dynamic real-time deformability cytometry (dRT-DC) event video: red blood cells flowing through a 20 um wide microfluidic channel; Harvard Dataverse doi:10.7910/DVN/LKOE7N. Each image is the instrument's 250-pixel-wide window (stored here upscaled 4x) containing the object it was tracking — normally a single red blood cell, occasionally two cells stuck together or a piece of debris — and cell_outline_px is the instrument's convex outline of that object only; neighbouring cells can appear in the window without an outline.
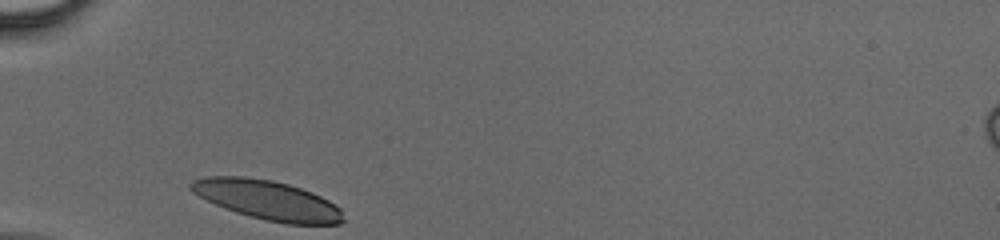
{"species": "human", "species_latin": "Homo sapiens", "temperature_condition": "cold", "stored_images_in_passage": 24, "camera_frame_rate_fps": 3000, "um_per_image_px": 0.085, "donor": {"sex": "male"}, "frame": {"image": 1, "passage_image": 1, "time_ms": 0.0, "image_size_px": [1000, 240], "cell_outline_px": [[344, 220], [340, 224], [288, 224], [264, 220], [236, 212], [224, 208], [192, 192], [188, 188], [188, 184], [192, 180], [204, 176], [244, 176], [272, 180], [288, 184], [312, 192], [336, 204], [340, 208]], "centroid_in_image_um": [22.72, 16.99], "position_along_channel_um": 62.3, "area_um2": 35.03}}
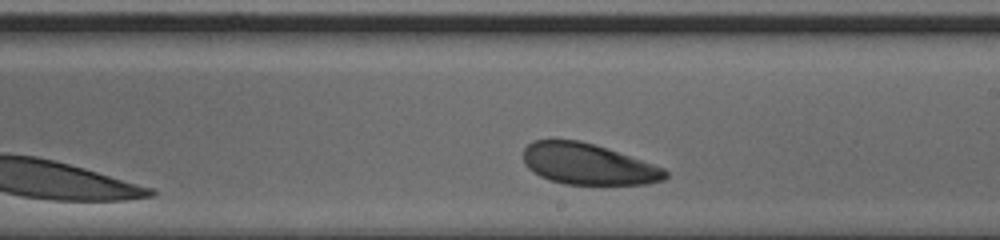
{"frame": {"image": 2, "passage_image": 14, "time_ms": 4.333, "image_size_px": [1000, 240], "cell_outline_px": [[668, 176], [664, 180], [648, 184], [564, 184], [548, 180], [532, 172], [524, 164], [524, 148], [532, 140], [580, 140], [664, 168], [668, 172]], "centroid_in_image_um": [49.94, 13.96], "position_along_channel_um": 239.1, "area_um2": 33.7}}
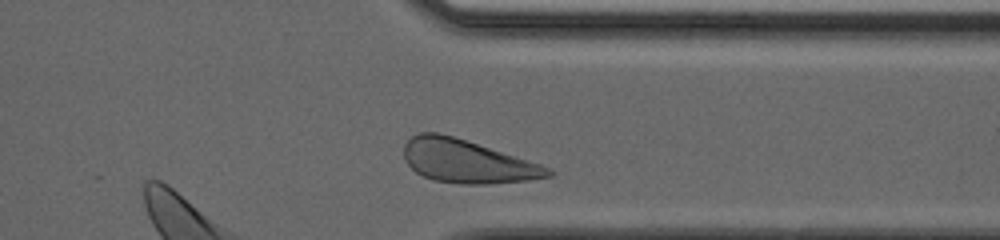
{"frame": {"image": 3, "passage_image": 23, "time_ms": 7.333, "image_size_px": [1000, 240], "cell_outline_px": [[556, 172], [552, 176], [528, 180], [488, 184], [460, 184], [432, 180], [416, 172], [404, 160], [404, 144], [412, 136], [420, 132], [440, 132], [540, 164]], "centroid_in_image_um": [39.67, 13.72], "position_along_channel_um": 371.7, "area_um2": 36.01}}